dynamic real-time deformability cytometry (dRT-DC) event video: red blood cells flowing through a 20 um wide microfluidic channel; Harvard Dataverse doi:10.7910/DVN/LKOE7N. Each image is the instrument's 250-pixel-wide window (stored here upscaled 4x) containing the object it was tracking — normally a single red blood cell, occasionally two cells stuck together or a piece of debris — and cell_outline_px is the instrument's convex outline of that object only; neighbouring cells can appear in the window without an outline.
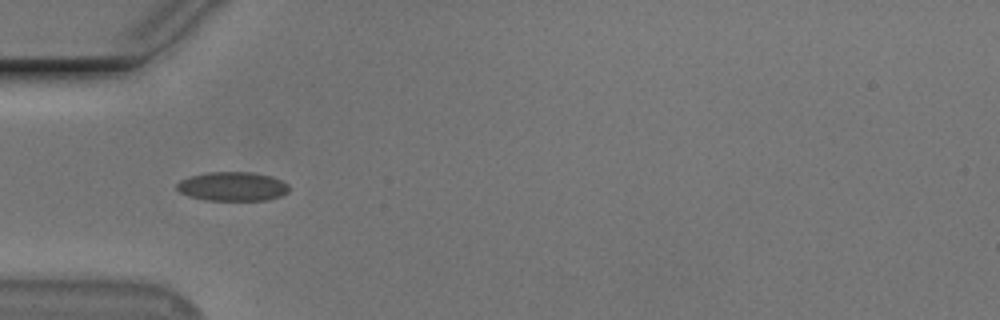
{"species": "Egyptian fruit bat (a non-hibernating species)", "species_latin": "Rousettus aegyptiacus", "temperature_condition": "cold", "stored_images_in_passage": 38, "camera_frame_rate_fps": 3000, "um_per_image_px": 0.085, "animal": {"sex": "male"}, "frame": {"image": 1, "passage_image": 1, "time_ms": 0.0, "image_size_px": [1000, 320], "cell_outline_px": [[288, 192], [280, 196], [268, 200], [204, 200], [188, 196], [180, 192], [176, 188], [176, 184], [180, 180], [188, 176], [208, 172], [252, 172], [268, 176], [280, 180], [288, 184]], "centroid_in_image_um": [19.72, 15.85], "position_along_channel_um": 65.3, "area_um2": 19.02}}
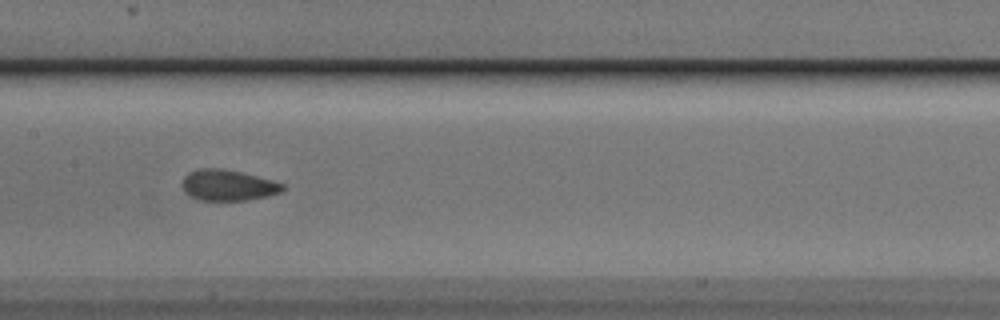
{"frame": {"image": 2, "passage_image": 11, "time_ms": 3.333, "image_size_px": [1000, 320], "cell_outline_px": [[284, 188], [280, 192], [268, 196], [244, 200], [200, 200], [188, 196], [184, 192], [180, 184], [184, 176], [188, 172], [200, 168], [224, 168], [272, 180], [284, 184]], "centroid_in_image_um": [19.31, 15.74], "position_along_channel_um": 188.1, "area_um2": 18.21}}
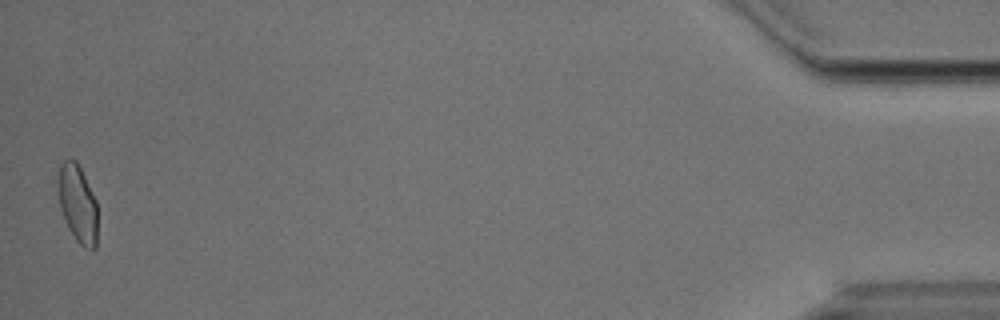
{"frame": {"image": 3, "passage_image": 38, "time_ms": 12.333, "image_size_px": [1000, 320], "cell_outline_px": [[96, 248], [92, 252], [84, 248], [76, 240], [68, 228], [60, 208], [60, 164], [64, 160], [76, 160], [96, 200]], "centroid_in_image_um": [6.63, 17.39], "position_along_channel_um": 428.6, "area_um2": 17.34}, "authors_computed_cell_mechanics": {"area_um2": 18.0625, "velocity_mm_per_s": 3.7121, "shape_relaxation_time_tau1_ms": 9.2208, "shape_relaxation_time_tau2_ms": 1.1145, "deformation_change_tau1": 0.1929, "deformation_change_tau2": 0.0534}}